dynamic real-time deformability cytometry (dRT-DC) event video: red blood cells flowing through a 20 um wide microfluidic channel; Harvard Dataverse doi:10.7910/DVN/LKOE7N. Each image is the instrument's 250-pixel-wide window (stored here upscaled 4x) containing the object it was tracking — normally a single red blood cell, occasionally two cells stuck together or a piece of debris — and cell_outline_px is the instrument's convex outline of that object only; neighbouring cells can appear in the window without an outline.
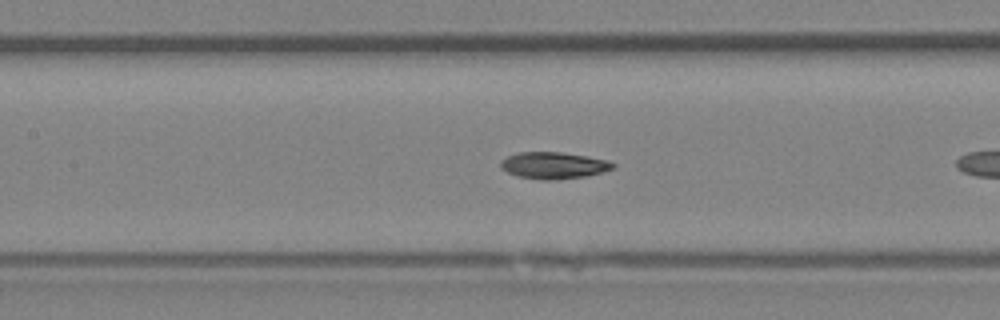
{"species": "Egyptian fruit bat (a non-hibernating species)", "species_latin": "Rousettus aegyptiacus", "temperature_condition": "room temperature", "stored_images_in_passage": 10, "camera_frame_rate_fps": 3000, "um_per_image_px": 0.085, "animal": {"sex": "female"}, "frame": {"image": 1, "passage_image": 9, "time_ms": 2.667, "image_size_px": [1000, 320], "cell_outline_px": [[616, 168], [604, 172], [588, 176], [552, 180], [540, 180], [516, 176], [500, 168], [500, 160], [516, 152], [560, 152], [588, 156], [608, 160], [616, 164]], "centroid_in_image_um": [47.08, 14.06], "position_along_channel_um": 160.3, "area_um2": 17.8}}